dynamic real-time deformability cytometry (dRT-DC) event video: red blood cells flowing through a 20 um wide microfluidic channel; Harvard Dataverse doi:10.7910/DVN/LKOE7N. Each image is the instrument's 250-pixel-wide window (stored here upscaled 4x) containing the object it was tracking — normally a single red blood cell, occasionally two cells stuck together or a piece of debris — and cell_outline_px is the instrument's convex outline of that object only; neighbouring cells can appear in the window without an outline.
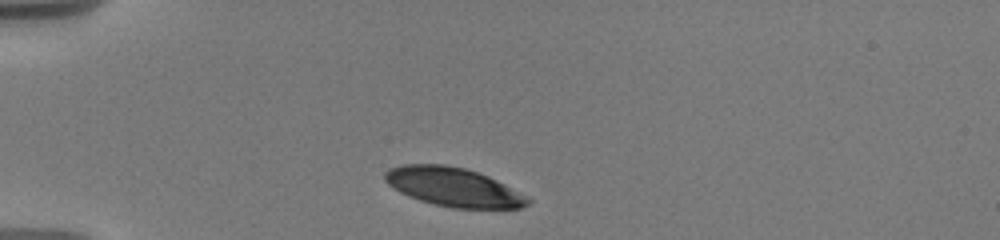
{"species": "human", "species_latin": "Homo sapiens", "temperature_condition": "warm", "stored_images_in_passage": 5, "camera_frame_rate_fps": 3000, "um_per_image_px": 0.085, "donor": {"sex": "male"}, "frame": {"image": 1, "passage_image": 1, "time_ms": 0.0, "image_size_px": [1000, 240], "cell_outline_px": [[532, 200], [528, 204], [520, 208], [452, 208], [420, 200], [408, 196], [400, 192], [388, 184], [384, 180], [384, 172], [388, 168], [404, 164], [444, 164], [464, 168], [488, 176], [504, 184]], "centroid_in_image_um": [38.49, 15.89], "position_along_channel_um": 46.5, "area_um2": 32.08}}
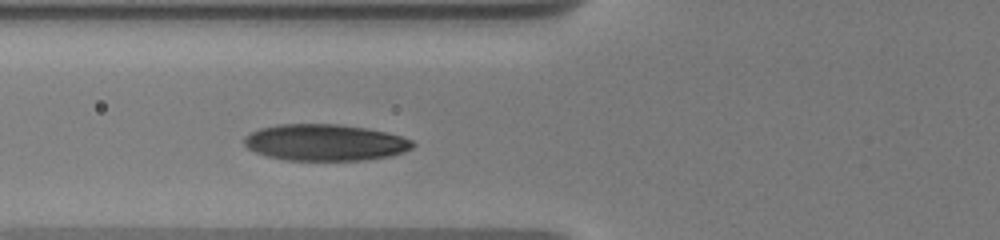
{"frame": {"image": 2, "passage_image": 5, "time_ms": 2.333, "image_size_px": [1000, 240], "cell_outline_px": [[416, 144], [412, 148], [404, 152], [392, 156], [364, 160], [284, 160], [268, 156], [256, 152], [248, 148], [244, 144], [244, 140], [252, 132], [260, 128], [280, 124], [336, 124], [364, 128], [384, 132], [400, 136], [412, 140]], "centroid_in_image_um": [27.66, 12.12], "position_along_channel_um": 98.1, "area_um2": 35.6}}